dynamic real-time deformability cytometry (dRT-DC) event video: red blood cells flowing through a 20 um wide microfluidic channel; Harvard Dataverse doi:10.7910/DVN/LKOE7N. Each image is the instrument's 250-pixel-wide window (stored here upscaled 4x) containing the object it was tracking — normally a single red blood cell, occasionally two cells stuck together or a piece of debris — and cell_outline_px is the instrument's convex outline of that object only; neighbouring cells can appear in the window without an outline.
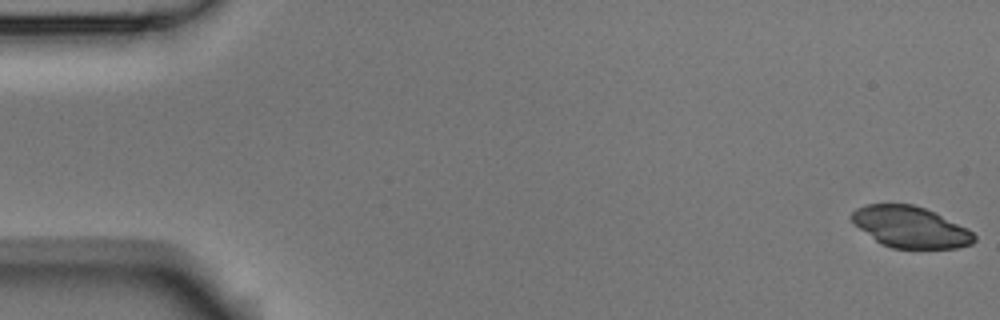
{"species": "Egyptian fruit bat (a non-hibernating species)", "species_latin": "Rousettus aegyptiacus", "temperature_condition": "room temperature", "stored_images_in_passage": 4, "camera_frame_rate_fps": 3000, "um_per_image_px": 0.085, "animal": {"sex": "male"}, "frame": {"image": 1, "passage_image": 1, "time_ms": 0.0, "image_size_px": [1000, 320], "cell_outline_px": [[976, 240], [972, 244], [956, 248], [892, 248], [880, 244], [860, 228], [848, 216], [856, 208], [864, 204], [912, 204], [924, 208], [968, 228], [976, 236]], "centroid_in_image_um": [77.38, 19.3], "position_along_channel_um": 7.6, "area_um2": 29.3}}